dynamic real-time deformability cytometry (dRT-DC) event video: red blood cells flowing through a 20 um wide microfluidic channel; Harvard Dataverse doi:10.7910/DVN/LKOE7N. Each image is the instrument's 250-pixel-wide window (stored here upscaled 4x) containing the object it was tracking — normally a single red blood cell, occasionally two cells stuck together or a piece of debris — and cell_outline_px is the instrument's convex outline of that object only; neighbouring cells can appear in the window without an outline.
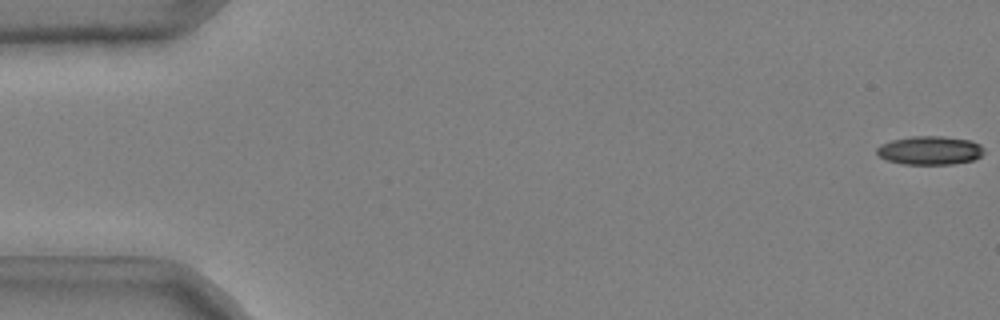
{"species": "common noctule bat (a hibernating species)", "species_latin": "Nyctalus noctula", "temperature_condition": "cold", "stored_images_in_passage": 51, "camera_frame_rate_fps": 3000, "um_per_image_px": 0.085, "animal": {"sex": "male", "body_mass_g": 20.4}, "frame": {"image": 1, "passage_image": 1, "time_ms": 0.0, "image_size_px": [1000, 320], "cell_outline_px": [[984, 152], [980, 156], [972, 160], [952, 164], [904, 164], [888, 160], [880, 156], [876, 152], [876, 148], [880, 144], [892, 140], [912, 136], [944, 136], [972, 140], [980, 144], [984, 148]], "centroid_in_image_um": [79.06, 12.77], "position_along_channel_um": 5.9, "area_um2": 17.92}}
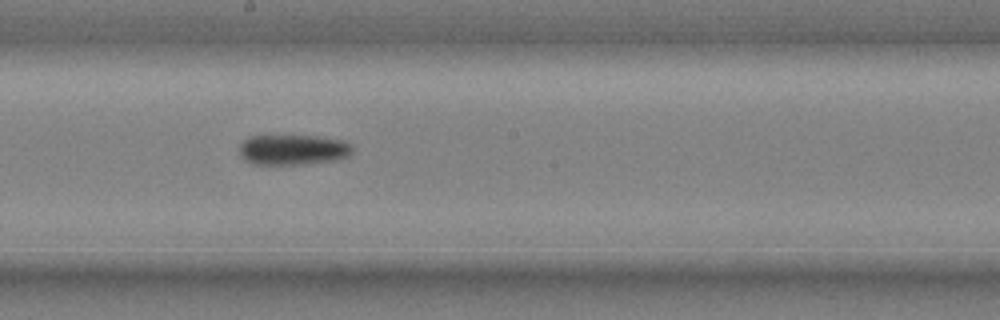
{"frame": {"image": 2, "passage_image": 30, "time_ms": 9.667, "image_size_px": [1000, 320], "cell_outline_px": [[352, 152], [348, 156], [336, 160], [304, 164], [252, 164], [244, 160], [240, 156], [240, 144], [248, 136], [316, 136], [344, 140], [352, 144]], "centroid_in_image_um": [24.91, 12.72], "position_along_channel_um": 223.3, "area_um2": 20.11}}
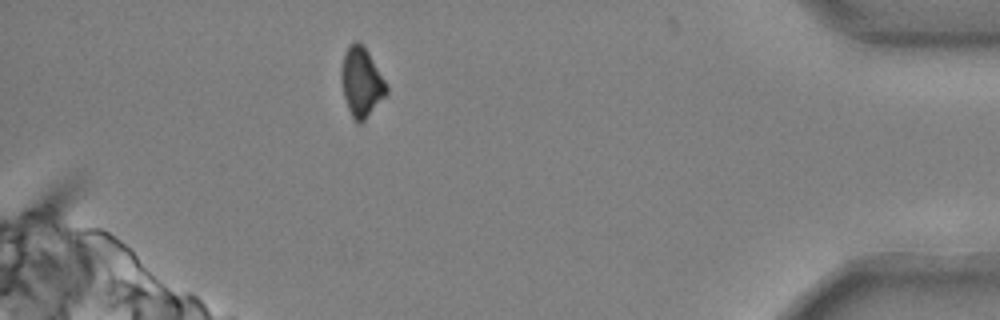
{"frame": {"image": 3, "passage_image": 48, "time_ms": 15.667, "image_size_px": [1000, 320], "cell_outline_px": [[388, 92], [364, 120], [360, 124], [356, 124], [348, 108], [344, 96], [340, 80], [340, 68], [348, 44], [356, 40], [368, 52], [388, 84]], "centroid_in_image_um": [30.71, 6.97], "position_along_channel_um": 404.5, "area_um2": 18.21}}